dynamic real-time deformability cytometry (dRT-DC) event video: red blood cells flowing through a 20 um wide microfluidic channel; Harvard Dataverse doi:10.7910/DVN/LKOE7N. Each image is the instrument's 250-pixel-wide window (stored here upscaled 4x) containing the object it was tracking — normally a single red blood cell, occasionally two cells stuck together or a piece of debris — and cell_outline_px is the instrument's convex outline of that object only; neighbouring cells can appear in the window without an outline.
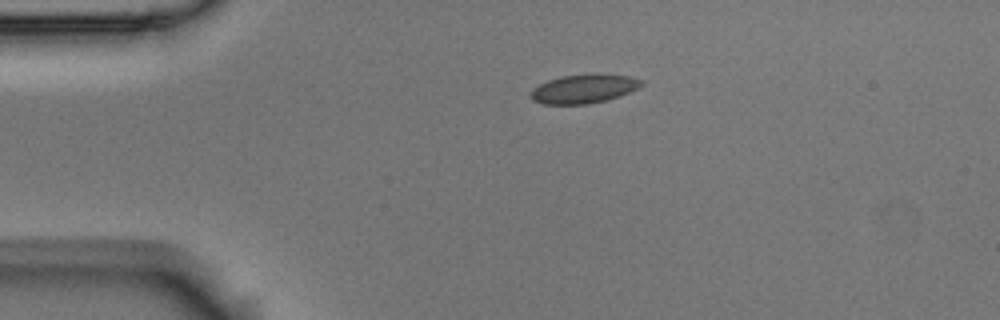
{"species": "Egyptian fruit bat (a non-hibernating species)", "species_latin": "Rousettus aegyptiacus", "temperature_condition": "room temperature", "stored_images_in_passage": 2, "camera_frame_rate_fps": 3000, "um_per_image_px": 0.085, "animal": {"sex": "male"}, "frame": {"image": 1, "passage_image": 1, "time_ms": 0.0, "image_size_px": [1000, 320], "cell_outline_px": [[644, 84], [620, 96], [608, 100], [588, 104], [544, 104], [532, 100], [532, 88], [548, 80], [560, 76], [628, 76], [644, 80]], "centroid_in_image_um": [49.6, 7.59], "position_along_channel_um": 35.4, "area_um2": 17.92}}